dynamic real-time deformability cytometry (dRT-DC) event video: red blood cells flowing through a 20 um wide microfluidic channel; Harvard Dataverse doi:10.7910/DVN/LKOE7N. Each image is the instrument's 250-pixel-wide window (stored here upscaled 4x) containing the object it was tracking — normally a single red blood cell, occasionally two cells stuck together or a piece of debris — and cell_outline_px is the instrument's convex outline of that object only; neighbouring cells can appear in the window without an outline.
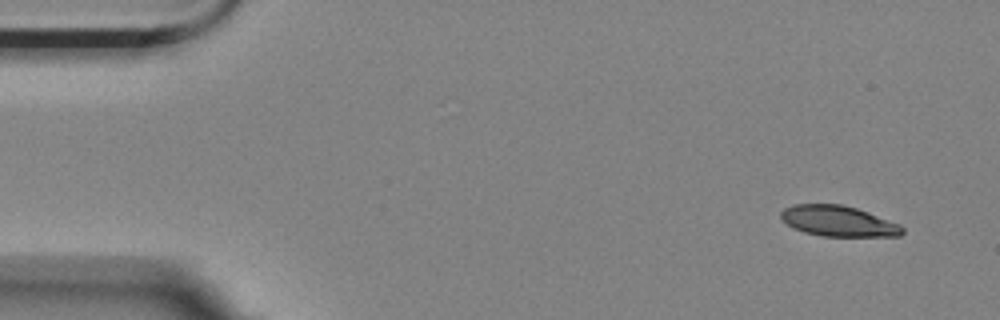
{"species": "Egyptian fruit bat (a non-hibernating species)", "species_latin": "Rousettus aegyptiacus", "temperature_condition": "room temperature", "stored_images_in_passage": 5, "camera_frame_rate_fps": 3000, "um_per_image_px": 0.085, "animal": {"sex": "female"}, "frame": {"image": 1, "passage_image": 1, "time_ms": 0.0, "image_size_px": [1000, 320], "cell_outline_px": [[904, 232], [900, 236], [820, 236], [804, 232], [792, 228], [780, 220], [780, 212], [784, 208], [792, 204], [840, 204], [856, 208], [868, 212], [900, 224], [904, 228]], "centroid_in_image_um": [71.22, 18.79], "position_along_channel_um": 13.8, "area_um2": 21.91}}